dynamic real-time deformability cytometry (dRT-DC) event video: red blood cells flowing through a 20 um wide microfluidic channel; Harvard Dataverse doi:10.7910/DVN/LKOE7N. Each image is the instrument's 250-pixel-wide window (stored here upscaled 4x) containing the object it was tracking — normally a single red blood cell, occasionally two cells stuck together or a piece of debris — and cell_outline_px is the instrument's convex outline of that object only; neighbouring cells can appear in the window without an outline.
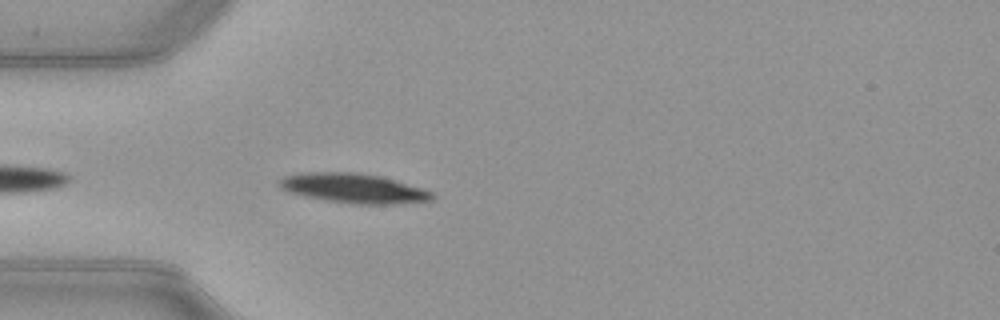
{"species": "common noctule bat (a hibernating species)", "species_latin": "Nyctalus noctula", "temperature_condition": "warm", "stored_images_in_passage": 17, "camera_frame_rate_fps": 3000, "um_per_image_px": 0.085, "animal": {"sex": "female", "body_mass_g": 21.9}, "frame": {"image": 1, "passage_image": 3, "time_ms": 0.667, "image_size_px": [1000, 320], "cell_outline_px": [[436, 196], [432, 200], [392, 204], [352, 204], [324, 200], [304, 196], [288, 192], [280, 188], [276, 180], [284, 176], [308, 172], [352, 172], [380, 176], [420, 188], [432, 192]], "centroid_in_image_um": [29.99, 16.01], "position_along_channel_um": 55.0, "area_um2": 26.24}}
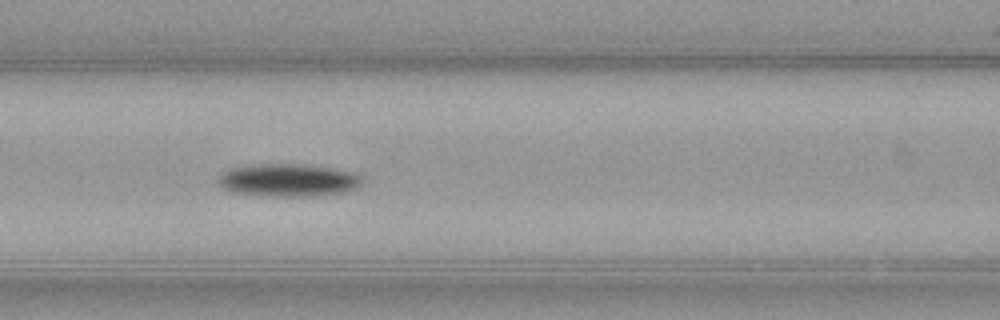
{"frame": {"image": 2, "passage_image": 10, "time_ms": 3.0, "image_size_px": [1000, 320], "cell_outline_px": [[360, 184], [356, 188], [344, 192], [316, 196], [264, 196], [232, 192], [224, 188], [216, 180], [216, 176], [228, 168], [252, 164], [308, 164], [356, 172], [360, 176]], "centroid_in_image_um": [24.45, 15.3], "position_along_channel_um": 142.2, "area_um2": 27.86}}